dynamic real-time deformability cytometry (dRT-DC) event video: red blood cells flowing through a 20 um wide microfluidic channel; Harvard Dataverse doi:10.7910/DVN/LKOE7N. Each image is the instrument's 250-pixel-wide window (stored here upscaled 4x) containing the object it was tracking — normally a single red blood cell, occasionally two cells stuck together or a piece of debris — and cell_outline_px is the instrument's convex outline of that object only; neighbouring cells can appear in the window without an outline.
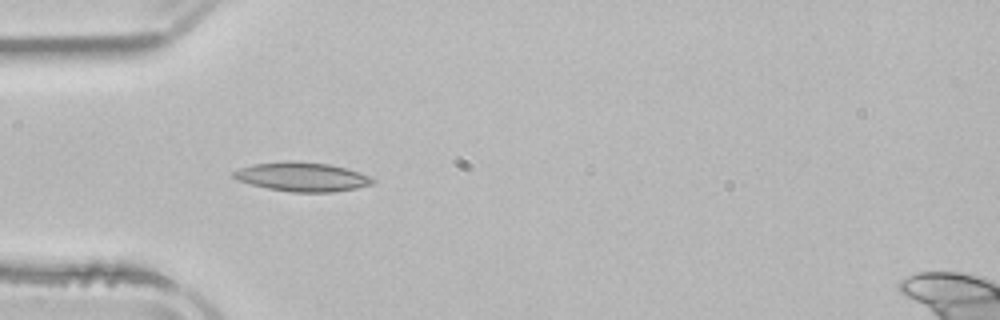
{"species": "common noctule bat (a hibernating species)", "species_latin": "Nyctalus noctula", "temperature_condition": "room temperature", "stored_images_in_passage": 2, "camera_frame_rate_fps": 3000, "um_per_image_px": 0.085, "animal": {"sex": "male", "body_mass_g": 21.5, "forearm_length_mm": 52.0}, "frame": {"image": 1, "passage_image": 2, "time_ms": 2.667, "image_size_px": [1000, 320], "cell_outline_px": [[376, 180], [372, 184], [356, 188], [332, 192], [292, 192], [268, 188], [236, 180], [232, 176], [232, 172], [240, 168], [252, 164], [288, 160], [292, 160], [332, 164], [348, 168], [360, 172]], "centroid_in_image_um": [25.68, 15.01], "position_along_channel_um": 59.3, "area_um2": 23.76}}